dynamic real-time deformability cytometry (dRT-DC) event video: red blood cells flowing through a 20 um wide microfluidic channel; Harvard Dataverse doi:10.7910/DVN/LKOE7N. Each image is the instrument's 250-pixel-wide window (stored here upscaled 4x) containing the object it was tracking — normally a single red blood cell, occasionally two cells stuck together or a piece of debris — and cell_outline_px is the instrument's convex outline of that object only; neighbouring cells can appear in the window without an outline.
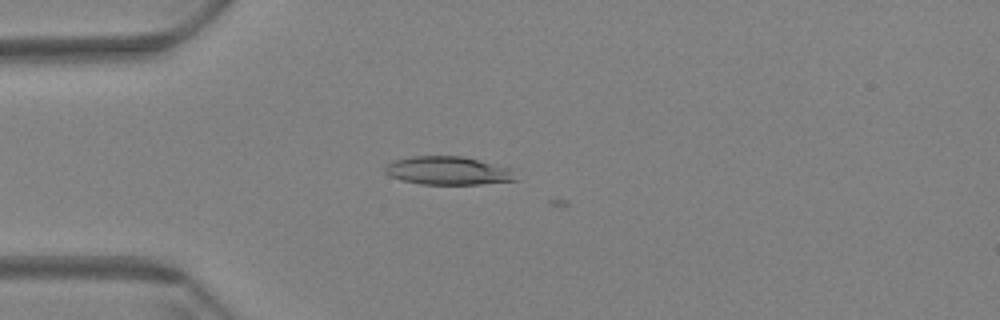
{"species": "Egyptian fruit bat (a non-hibernating species)", "species_latin": "Rousettus aegyptiacus", "temperature_condition": "warm", "stored_images_in_passage": 6, "camera_frame_rate_fps": 3000, "um_per_image_px": 0.085, "animal": {"sex": "female"}, "frame": {"image": 1, "passage_image": 4, "time_ms": 1.0, "image_size_px": [1000, 320], "cell_outline_px": [[516, 180], [480, 184], [420, 184], [388, 176], [384, 172], [384, 168], [392, 160], [412, 156], [464, 156], [512, 168]], "centroid_in_image_um": [38.06, 14.5], "position_along_channel_um": 46.9, "area_um2": 21.62}}